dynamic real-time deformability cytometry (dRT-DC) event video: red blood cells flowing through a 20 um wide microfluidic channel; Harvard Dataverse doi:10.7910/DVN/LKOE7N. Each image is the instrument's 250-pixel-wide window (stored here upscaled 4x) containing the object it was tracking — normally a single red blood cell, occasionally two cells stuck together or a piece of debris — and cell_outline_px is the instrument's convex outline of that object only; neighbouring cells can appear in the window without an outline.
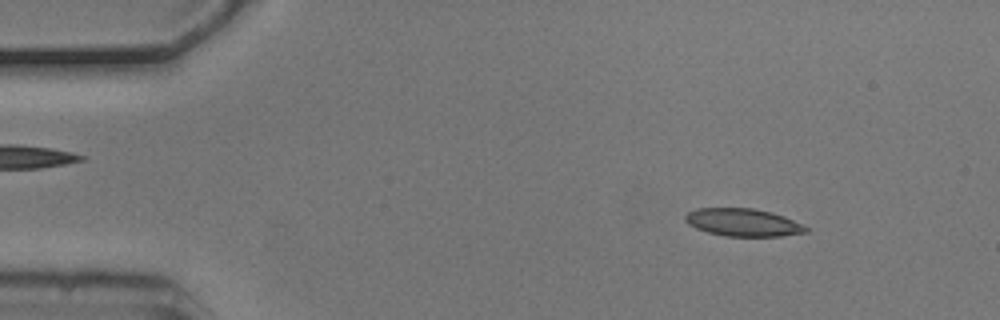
{"species": "common noctule bat (a hibernating species)", "species_latin": "Nyctalus noctula", "temperature_condition": "cold", "stored_images_in_passage": 3, "camera_frame_rate_fps": 3000, "um_per_image_px": 0.085, "animal": {"sex": "male", "body_mass_g": 20.5, "forearm_length_mm": 52.5}, "frame": {"image": 1, "passage_image": 1, "time_ms": 0.0, "image_size_px": [1000, 320], "cell_outline_px": [[808, 232], [780, 236], [724, 236], [708, 232], [696, 228], [688, 224], [684, 220], [684, 216], [688, 212], [696, 208], [752, 208], [772, 212], [784, 216], [808, 228]], "centroid_in_image_um": [63.12, 18.9], "position_along_channel_um": 21.9, "area_um2": 19.42}}